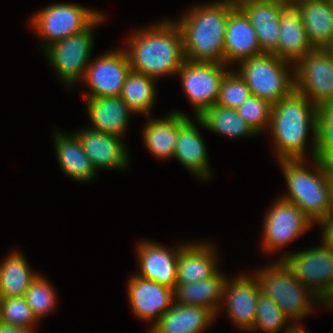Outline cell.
<instances>
[{"label":"cell","mask_w":333,"mask_h":333,"mask_svg":"<svg viewBox=\"0 0 333 333\" xmlns=\"http://www.w3.org/2000/svg\"><path fill=\"white\" fill-rule=\"evenodd\" d=\"M93 129L121 137L132 111L121 97H86Z\"/></svg>","instance_id":"cell-23"},{"label":"cell","mask_w":333,"mask_h":333,"mask_svg":"<svg viewBox=\"0 0 333 333\" xmlns=\"http://www.w3.org/2000/svg\"><path fill=\"white\" fill-rule=\"evenodd\" d=\"M286 60L273 53H262L239 62L238 74L245 80L253 96L272 105L295 89L294 71L288 72Z\"/></svg>","instance_id":"cell-5"},{"label":"cell","mask_w":333,"mask_h":333,"mask_svg":"<svg viewBox=\"0 0 333 333\" xmlns=\"http://www.w3.org/2000/svg\"><path fill=\"white\" fill-rule=\"evenodd\" d=\"M201 126L227 137L256 134L236 109L214 104L196 117Z\"/></svg>","instance_id":"cell-30"},{"label":"cell","mask_w":333,"mask_h":333,"mask_svg":"<svg viewBox=\"0 0 333 333\" xmlns=\"http://www.w3.org/2000/svg\"><path fill=\"white\" fill-rule=\"evenodd\" d=\"M304 159L280 160L289 193L283 199L296 204L313 222L319 223L333 210L322 155L314 158V173L303 164Z\"/></svg>","instance_id":"cell-4"},{"label":"cell","mask_w":333,"mask_h":333,"mask_svg":"<svg viewBox=\"0 0 333 333\" xmlns=\"http://www.w3.org/2000/svg\"><path fill=\"white\" fill-rule=\"evenodd\" d=\"M288 317L278 304L269 296L260 292L257 300L256 318L253 330L258 327L267 333H276L286 322Z\"/></svg>","instance_id":"cell-35"},{"label":"cell","mask_w":333,"mask_h":333,"mask_svg":"<svg viewBox=\"0 0 333 333\" xmlns=\"http://www.w3.org/2000/svg\"><path fill=\"white\" fill-rule=\"evenodd\" d=\"M0 333H34L32 329L0 322Z\"/></svg>","instance_id":"cell-39"},{"label":"cell","mask_w":333,"mask_h":333,"mask_svg":"<svg viewBox=\"0 0 333 333\" xmlns=\"http://www.w3.org/2000/svg\"><path fill=\"white\" fill-rule=\"evenodd\" d=\"M313 50L315 49L312 47L301 21L299 8L292 1L287 2L281 8L278 57L296 64Z\"/></svg>","instance_id":"cell-18"},{"label":"cell","mask_w":333,"mask_h":333,"mask_svg":"<svg viewBox=\"0 0 333 333\" xmlns=\"http://www.w3.org/2000/svg\"><path fill=\"white\" fill-rule=\"evenodd\" d=\"M128 295L131 308L141 319H153L154 324L171 308L174 303L173 289L138 275L128 282Z\"/></svg>","instance_id":"cell-14"},{"label":"cell","mask_w":333,"mask_h":333,"mask_svg":"<svg viewBox=\"0 0 333 333\" xmlns=\"http://www.w3.org/2000/svg\"><path fill=\"white\" fill-rule=\"evenodd\" d=\"M235 5L239 3H246L248 1H281V2H290L292 0H231Z\"/></svg>","instance_id":"cell-41"},{"label":"cell","mask_w":333,"mask_h":333,"mask_svg":"<svg viewBox=\"0 0 333 333\" xmlns=\"http://www.w3.org/2000/svg\"><path fill=\"white\" fill-rule=\"evenodd\" d=\"M326 1L333 6V0H326Z\"/></svg>","instance_id":"cell-44"},{"label":"cell","mask_w":333,"mask_h":333,"mask_svg":"<svg viewBox=\"0 0 333 333\" xmlns=\"http://www.w3.org/2000/svg\"><path fill=\"white\" fill-rule=\"evenodd\" d=\"M270 129L279 161L304 159L310 129L314 134L313 158L320 157L333 144L332 120L296 89L273 104Z\"/></svg>","instance_id":"cell-1"},{"label":"cell","mask_w":333,"mask_h":333,"mask_svg":"<svg viewBox=\"0 0 333 333\" xmlns=\"http://www.w3.org/2000/svg\"><path fill=\"white\" fill-rule=\"evenodd\" d=\"M285 333H306L304 329L301 328L300 324L292 325L290 327L287 326Z\"/></svg>","instance_id":"cell-40"},{"label":"cell","mask_w":333,"mask_h":333,"mask_svg":"<svg viewBox=\"0 0 333 333\" xmlns=\"http://www.w3.org/2000/svg\"><path fill=\"white\" fill-rule=\"evenodd\" d=\"M231 0L198 6L178 21L183 35L185 60L224 63V37Z\"/></svg>","instance_id":"cell-3"},{"label":"cell","mask_w":333,"mask_h":333,"mask_svg":"<svg viewBox=\"0 0 333 333\" xmlns=\"http://www.w3.org/2000/svg\"><path fill=\"white\" fill-rule=\"evenodd\" d=\"M74 135V136H73ZM55 134V146L59 164L64 172L76 181H88L95 176V168L83 150L78 137Z\"/></svg>","instance_id":"cell-28"},{"label":"cell","mask_w":333,"mask_h":333,"mask_svg":"<svg viewBox=\"0 0 333 333\" xmlns=\"http://www.w3.org/2000/svg\"><path fill=\"white\" fill-rule=\"evenodd\" d=\"M224 63L192 62L185 60L177 73L198 117L205 109L217 103L220 83L225 73Z\"/></svg>","instance_id":"cell-11"},{"label":"cell","mask_w":333,"mask_h":333,"mask_svg":"<svg viewBox=\"0 0 333 333\" xmlns=\"http://www.w3.org/2000/svg\"><path fill=\"white\" fill-rule=\"evenodd\" d=\"M214 318L205 307L174 303L148 333H201Z\"/></svg>","instance_id":"cell-21"},{"label":"cell","mask_w":333,"mask_h":333,"mask_svg":"<svg viewBox=\"0 0 333 333\" xmlns=\"http://www.w3.org/2000/svg\"><path fill=\"white\" fill-rule=\"evenodd\" d=\"M189 119L185 114L172 112L167 118L151 120L143 131L149 151L158 158L172 157L175 152L179 128Z\"/></svg>","instance_id":"cell-26"},{"label":"cell","mask_w":333,"mask_h":333,"mask_svg":"<svg viewBox=\"0 0 333 333\" xmlns=\"http://www.w3.org/2000/svg\"><path fill=\"white\" fill-rule=\"evenodd\" d=\"M260 292L261 288L255 276H239L232 282L225 280L222 297H226L224 299L227 301L226 309L230 319L240 328L252 330Z\"/></svg>","instance_id":"cell-15"},{"label":"cell","mask_w":333,"mask_h":333,"mask_svg":"<svg viewBox=\"0 0 333 333\" xmlns=\"http://www.w3.org/2000/svg\"><path fill=\"white\" fill-rule=\"evenodd\" d=\"M294 67L295 89L333 120V59L315 49Z\"/></svg>","instance_id":"cell-7"},{"label":"cell","mask_w":333,"mask_h":333,"mask_svg":"<svg viewBox=\"0 0 333 333\" xmlns=\"http://www.w3.org/2000/svg\"><path fill=\"white\" fill-rule=\"evenodd\" d=\"M101 14L87 29L59 40L45 49L57 74L68 85L84 78L93 44V27L103 21Z\"/></svg>","instance_id":"cell-10"},{"label":"cell","mask_w":333,"mask_h":333,"mask_svg":"<svg viewBox=\"0 0 333 333\" xmlns=\"http://www.w3.org/2000/svg\"><path fill=\"white\" fill-rule=\"evenodd\" d=\"M272 106L267 100L251 95L236 111L257 134L270 127Z\"/></svg>","instance_id":"cell-36"},{"label":"cell","mask_w":333,"mask_h":333,"mask_svg":"<svg viewBox=\"0 0 333 333\" xmlns=\"http://www.w3.org/2000/svg\"><path fill=\"white\" fill-rule=\"evenodd\" d=\"M319 224L323 228V238L322 242L333 247V210L330 211ZM323 225V226H322Z\"/></svg>","instance_id":"cell-38"},{"label":"cell","mask_w":333,"mask_h":333,"mask_svg":"<svg viewBox=\"0 0 333 333\" xmlns=\"http://www.w3.org/2000/svg\"><path fill=\"white\" fill-rule=\"evenodd\" d=\"M282 260L294 276L321 301L333 289V247H321L285 255Z\"/></svg>","instance_id":"cell-8"},{"label":"cell","mask_w":333,"mask_h":333,"mask_svg":"<svg viewBox=\"0 0 333 333\" xmlns=\"http://www.w3.org/2000/svg\"><path fill=\"white\" fill-rule=\"evenodd\" d=\"M225 280L226 278L217 271L212 277L205 280L176 284L173 289L174 303L205 307L216 315L220 309V304L218 305L217 302L222 299Z\"/></svg>","instance_id":"cell-27"},{"label":"cell","mask_w":333,"mask_h":333,"mask_svg":"<svg viewBox=\"0 0 333 333\" xmlns=\"http://www.w3.org/2000/svg\"><path fill=\"white\" fill-rule=\"evenodd\" d=\"M325 51L331 56L333 59V40L332 42L325 48Z\"/></svg>","instance_id":"cell-43"},{"label":"cell","mask_w":333,"mask_h":333,"mask_svg":"<svg viewBox=\"0 0 333 333\" xmlns=\"http://www.w3.org/2000/svg\"><path fill=\"white\" fill-rule=\"evenodd\" d=\"M322 164L333 201V144L322 154Z\"/></svg>","instance_id":"cell-37"},{"label":"cell","mask_w":333,"mask_h":333,"mask_svg":"<svg viewBox=\"0 0 333 333\" xmlns=\"http://www.w3.org/2000/svg\"><path fill=\"white\" fill-rule=\"evenodd\" d=\"M33 273L21 254L11 253L0 264V297H24L38 275Z\"/></svg>","instance_id":"cell-29"},{"label":"cell","mask_w":333,"mask_h":333,"mask_svg":"<svg viewBox=\"0 0 333 333\" xmlns=\"http://www.w3.org/2000/svg\"><path fill=\"white\" fill-rule=\"evenodd\" d=\"M206 148L199 130L188 119L178 131L177 144L173 157L200 179L209 178Z\"/></svg>","instance_id":"cell-25"},{"label":"cell","mask_w":333,"mask_h":333,"mask_svg":"<svg viewBox=\"0 0 333 333\" xmlns=\"http://www.w3.org/2000/svg\"><path fill=\"white\" fill-rule=\"evenodd\" d=\"M256 31L247 15L236 6L228 15L224 37V64L262 54Z\"/></svg>","instance_id":"cell-17"},{"label":"cell","mask_w":333,"mask_h":333,"mask_svg":"<svg viewBox=\"0 0 333 333\" xmlns=\"http://www.w3.org/2000/svg\"><path fill=\"white\" fill-rule=\"evenodd\" d=\"M251 91L245 80L236 72L227 71L221 80L217 105L228 108H238L250 96Z\"/></svg>","instance_id":"cell-34"},{"label":"cell","mask_w":333,"mask_h":333,"mask_svg":"<svg viewBox=\"0 0 333 333\" xmlns=\"http://www.w3.org/2000/svg\"><path fill=\"white\" fill-rule=\"evenodd\" d=\"M215 257L214 249L209 244H182L176 284L194 283L212 277L217 272Z\"/></svg>","instance_id":"cell-24"},{"label":"cell","mask_w":333,"mask_h":333,"mask_svg":"<svg viewBox=\"0 0 333 333\" xmlns=\"http://www.w3.org/2000/svg\"><path fill=\"white\" fill-rule=\"evenodd\" d=\"M138 247L140 265V274L138 276L174 289L181 246L177 247L176 252H170L164 246L153 244V242L139 243Z\"/></svg>","instance_id":"cell-19"},{"label":"cell","mask_w":333,"mask_h":333,"mask_svg":"<svg viewBox=\"0 0 333 333\" xmlns=\"http://www.w3.org/2000/svg\"><path fill=\"white\" fill-rule=\"evenodd\" d=\"M324 300L325 301L323 303L326 302L329 305V307H331L330 305H332L331 308H333V289Z\"/></svg>","instance_id":"cell-42"},{"label":"cell","mask_w":333,"mask_h":333,"mask_svg":"<svg viewBox=\"0 0 333 333\" xmlns=\"http://www.w3.org/2000/svg\"><path fill=\"white\" fill-rule=\"evenodd\" d=\"M153 80L150 76L132 70L128 73L120 97L132 112L149 115L156 95Z\"/></svg>","instance_id":"cell-31"},{"label":"cell","mask_w":333,"mask_h":333,"mask_svg":"<svg viewBox=\"0 0 333 333\" xmlns=\"http://www.w3.org/2000/svg\"><path fill=\"white\" fill-rule=\"evenodd\" d=\"M131 71L125 50L111 51L88 65L84 79L90 87L86 97H120Z\"/></svg>","instance_id":"cell-13"},{"label":"cell","mask_w":333,"mask_h":333,"mask_svg":"<svg viewBox=\"0 0 333 333\" xmlns=\"http://www.w3.org/2000/svg\"><path fill=\"white\" fill-rule=\"evenodd\" d=\"M100 15L79 5L54 4L38 12L32 18L31 26L45 38L46 49L59 40L87 29Z\"/></svg>","instance_id":"cell-9"},{"label":"cell","mask_w":333,"mask_h":333,"mask_svg":"<svg viewBox=\"0 0 333 333\" xmlns=\"http://www.w3.org/2000/svg\"><path fill=\"white\" fill-rule=\"evenodd\" d=\"M25 297H0V322L33 329L36 323Z\"/></svg>","instance_id":"cell-32"},{"label":"cell","mask_w":333,"mask_h":333,"mask_svg":"<svg viewBox=\"0 0 333 333\" xmlns=\"http://www.w3.org/2000/svg\"><path fill=\"white\" fill-rule=\"evenodd\" d=\"M273 205L264 220L263 244L267 251L286 245L313 223L296 204L283 198Z\"/></svg>","instance_id":"cell-12"},{"label":"cell","mask_w":333,"mask_h":333,"mask_svg":"<svg viewBox=\"0 0 333 333\" xmlns=\"http://www.w3.org/2000/svg\"><path fill=\"white\" fill-rule=\"evenodd\" d=\"M314 49H325L333 40V6L326 0H292Z\"/></svg>","instance_id":"cell-22"},{"label":"cell","mask_w":333,"mask_h":333,"mask_svg":"<svg viewBox=\"0 0 333 333\" xmlns=\"http://www.w3.org/2000/svg\"><path fill=\"white\" fill-rule=\"evenodd\" d=\"M255 277L261 292L273 299L288 318L299 319L311 311V301L307 295L321 301L302 285L282 259L266 269H260Z\"/></svg>","instance_id":"cell-6"},{"label":"cell","mask_w":333,"mask_h":333,"mask_svg":"<svg viewBox=\"0 0 333 333\" xmlns=\"http://www.w3.org/2000/svg\"><path fill=\"white\" fill-rule=\"evenodd\" d=\"M75 135L96 171L98 168L121 169L127 166V152L120 141L121 137L90 128L78 131Z\"/></svg>","instance_id":"cell-20"},{"label":"cell","mask_w":333,"mask_h":333,"mask_svg":"<svg viewBox=\"0 0 333 333\" xmlns=\"http://www.w3.org/2000/svg\"><path fill=\"white\" fill-rule=\"evenodd\" d=\"M24 297L37 320L51 311L56 304L55 291L46 278L39 274L31 282Z\"/></svg>","instance_id":"cell-33"},{"label":"cell","mask_w":333,"mask_h":333,"mask_svg":"<svg viewBox=\"0 0 333 333\" xmlns=\"http://www.w3.org/2000/svg\"><path fill=\"white\" fill-rule=\"evenodd\" d=\"M125 51L132 71L151 78L177 73L185 62L183 35L178 23L162 22L141 29Z\"/></svg>","instance_id":"cell-2"},{"label":"cell","mask_w":333,"mask_h":333,"mask_svg":"<svg viewBox=\"0 0 333 333\" xmlns=\"http://www.w3.org/2000/svg\"><path fill=\"white\" fill-rule=\"evenodd\" d=\"M286 3L281 1H248L236 5L249 18L263 53H273L278 56L281 8Z\"/></svg>","instance_id":"cell-16"}]
</instances>
